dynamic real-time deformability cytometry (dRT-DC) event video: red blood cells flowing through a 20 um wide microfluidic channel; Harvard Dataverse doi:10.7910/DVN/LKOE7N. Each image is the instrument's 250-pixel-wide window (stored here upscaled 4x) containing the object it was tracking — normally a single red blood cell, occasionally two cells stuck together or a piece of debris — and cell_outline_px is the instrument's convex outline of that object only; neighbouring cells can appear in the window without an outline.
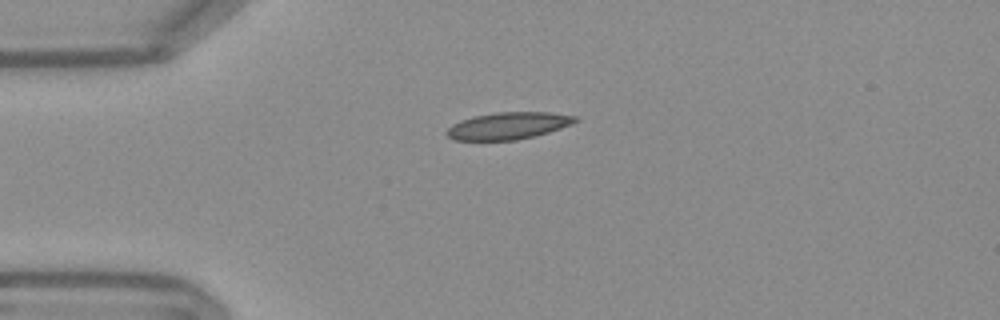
{"species": "Egyptian fruit bat (a non-hibernating species)", "species_latin": "Rousettus aegyptiacus", "temperature_condition": "warm", "stored_images_in_passage": 41, "camera_frame_rate_fps": 3000, "um_per_image_px": 0.085, "frame": {"image": 1, "passage_image": 1, "time_ms": 0.0, "image_size_px": [1000, 320], "cell_outline_px": [[580, 120], [572, 124], [548, 132], [516, 140], [456, 140], [448, 136], [444, 132], [452, 124], [460, 120], [472, 116], [496, 112], [548, 112], [576, 116]], "centroid_in_image_um": [43.18, 10.68], "position_along_channel_um": 41.8, "area_um2": 20.23}}
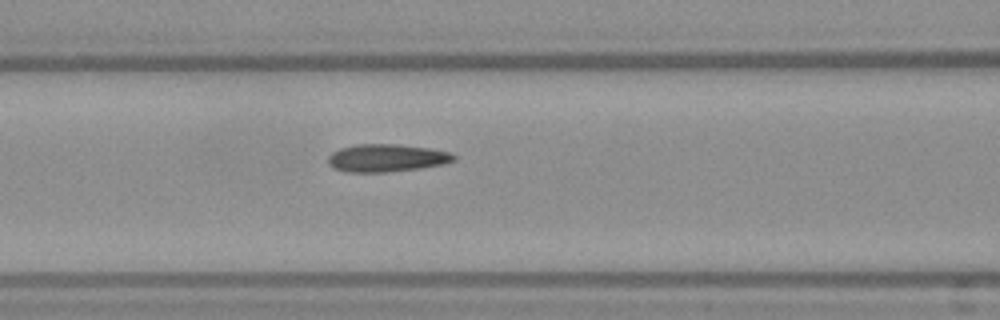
{"frame": {"image": 2, "passage_image": 10, "time_ms": 3.0, "image_size_px": [1000, 320], "cell_outline_px": [[456, 160], [444, 164], [420, 168], [388, 172], [344, 172], [332, 168], [328, 164], [328, 156], [332, 152], [340, 148], [356, 144], [396, 144], [428, 148], [452, 152], [456, 156]], "centroid_in_image_um": [32.85, 13.43], "position_along_channel_um": 133.8, "area_um2": 20.52}}
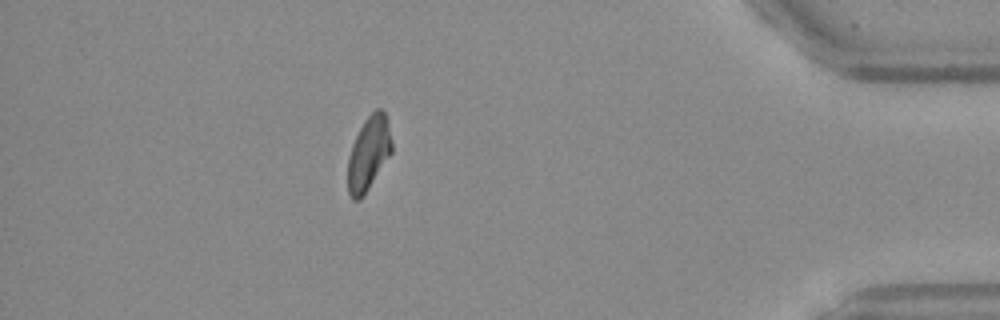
{"frame": {"image": 3, "passage_image": 35, "time_ms": 11.333, "image_size_px": [1000, 320], "cell_outline_px": [[392, 152], [360, 200], [352, 200], [348, 192], [348, 156], [352, 144], [364, 120], [376, 108], [380, 108], [384, 112], [388, 120], [392, 140]], "centroid_in_image_um": [31.34, 13.01], "position_along_channel_um": 403.9, "area_um2": 18.84}, "authors_computed_cell_mechanics": {"area_um2": 19.7098, "velocity_mm_per_s": 3.809, "shape_relaxation_time_tau1_ms": null, "shape_relaxation_time_tau2_ms": 2.4271, "deformation_change_tau1": null, "deformation_change_tau2": 0.0919}}